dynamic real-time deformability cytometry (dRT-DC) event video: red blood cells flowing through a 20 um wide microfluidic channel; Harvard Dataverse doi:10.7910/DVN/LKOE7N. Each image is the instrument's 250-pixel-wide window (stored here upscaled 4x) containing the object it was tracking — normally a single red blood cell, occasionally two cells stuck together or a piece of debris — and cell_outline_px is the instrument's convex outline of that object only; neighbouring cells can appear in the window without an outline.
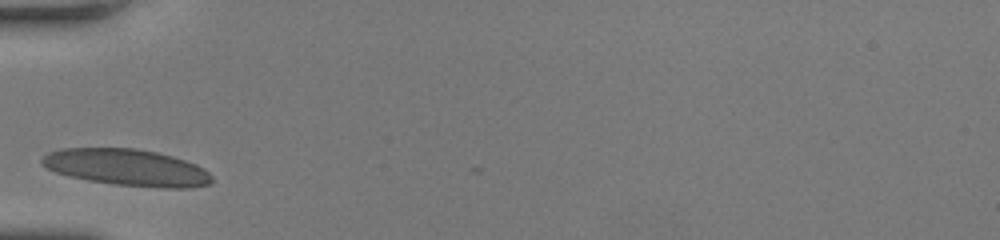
{"species": "human", "species_latin": "Homo sapiens", "temperature_condition": "room temperature", "stored_images_in_passage": 27, "camera_frame_rate_fps": 3000, "um_per_image_px": 0.085, "donor": {"sex": "female"}, "frame": {"image": 1, "passage_image": 1, "time_ms": 0.0, "image_size_px": [1000, 240], "cell_outline_px": [[212, 180], [208, 184], [188, 188], [160, 188], [112, 184], [88, 180], [68, 176], [56, 172], [48, 168], [40, 160], [48, 152], [60, 148], [136, 148], [156, 152], [172, 156], [196, 164], [204, 168], [212, 176]], "centroid_in_image_um": [10.79, 14.23], "position_along_channel_um": 74.2, "area_um2": 36.3}}
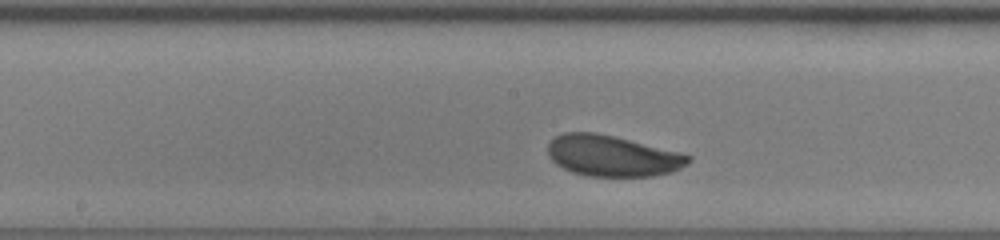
{"frame": {"image": 2, "passage_image": 11, "time_ms": 3.333, "image_size_px": [1000, 240], "cell_outline_px": [[692, 160], [688, 164], [672, 172], [652, 176], [588, 176], [572, 172], [556, 164], [548, 156], [548, 144], [556, 136], [564, 132], [592, 132], [612, 136], [680, 152], [692, 156]], "centroid_in_image_um": [52.06, 13.25], "position_along_channel_um": 196.1, "area_um2": 33.41}}
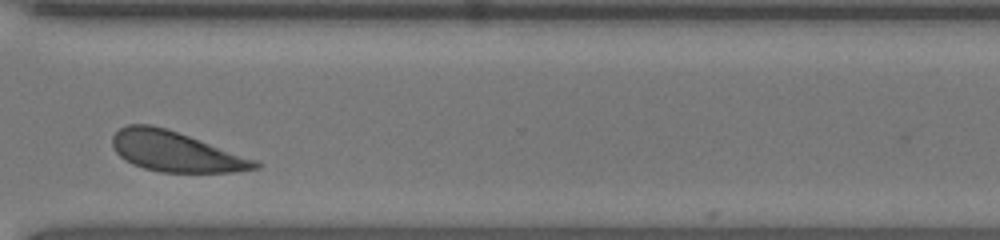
{"frame": {"image": 3, "passage_image": 24, "time_ms": 7.667, "image_size_px": [1000, 240], "cell_outline_px": [[260, 168], [236, 172], [160, 172], [144, 168], [132, 164], [120, 156], [116, 152], [112, 144], [112, 136], [120, 128], [128, 124], [148, 124], [164, 128], [188, 136], [256, 160], [260, 164]], "centroid_in_image_um": [14.9, 12.89], "position_along_channel_um": 355.7, "area_um2": 32.89}, "authors_computed_cell_mechanics": {"area_um2": 33.1772, "velocity_mm_per_s": 3.6636, "shape_relaxation_time_tau1_ms": 1.5455, "shape_relaxation_time_tau2_ms": null, "deformation_change_tau1": 0.1121, "deformation_change_tau2": null}}